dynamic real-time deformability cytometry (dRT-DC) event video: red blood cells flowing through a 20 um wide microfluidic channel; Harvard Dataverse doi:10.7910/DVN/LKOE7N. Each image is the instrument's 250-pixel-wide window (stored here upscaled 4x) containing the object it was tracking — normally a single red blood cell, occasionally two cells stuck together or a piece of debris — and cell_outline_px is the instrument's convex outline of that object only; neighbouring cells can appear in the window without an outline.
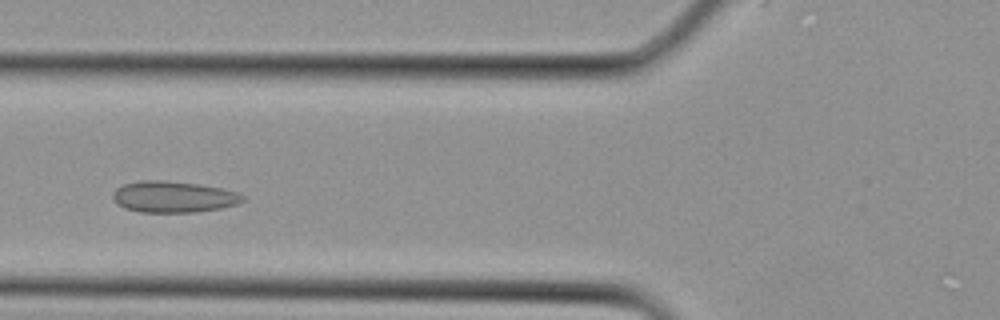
{"species": "Egyptian fruit bat (a non-hibernating species)", "species_latin": "Rousettus aegyptiacus", "temperature_condition": "cold", "stored_images_in_passage": 28, "segment_of_instrument_passage": [1, 2], "camera_frame_rate_fps": 3000, "um_per_image_px": 0.085, "animal": {"sex": "female"}, "frame": {"image": 1, "passage_image": 8, "time_ms": 2.333, "image_size_px": [1000, 320], "cell_outline_px": [[244, 200], [236, 204], [220, 208], [196, 212], [140, 212], [124, 208], [116, 204], [112, 200], [112, 192], [116, 188], [124, 184], [140, 180], [164, 180], [196, 184], [220, 188], [236, 192], [244, 196]], "centroid_in_image_um": [14.67, 16.73], "position_along_channel_um": 111.1, "area_um2": 23.7}}
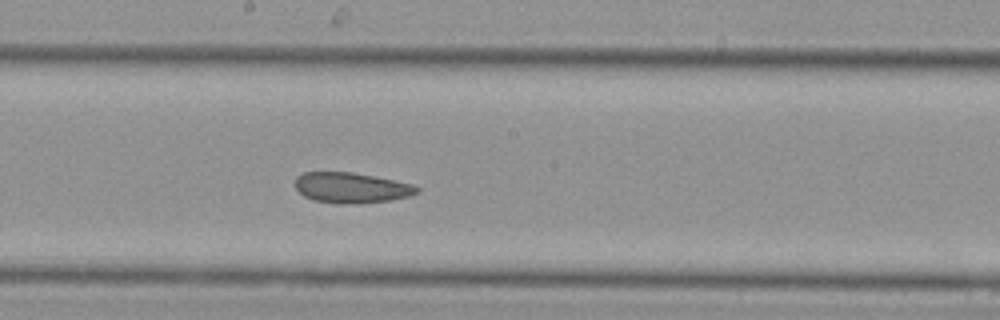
{"frame": {"image": 2, "passage_image": 13, "time_ms": 4.0, "image_size_px": [1000, 320], "cell_outline_px": [[420, 192], [408, 196], [392, 200], [352, 204], [344, 204], [312, 200], [304, 196], [296, 188], [296, 176], [304, 172], [352, 172], [412, 184], [420, 188]], "centroid_in_image_um": [29.86, 15.96], "position_along_channel_um": 218.3, "area_um2": 21.5}}
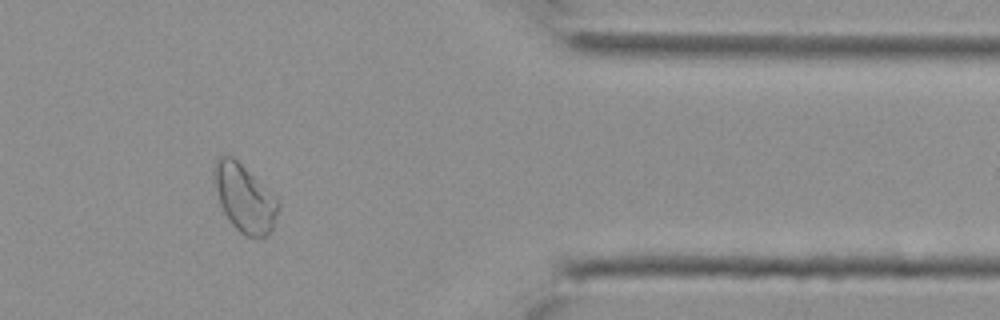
{"frame": {"image": 3, "passage_image": 22, "time_ms": 7.0, "image_size_px": [1000, 320], "cell_outline_px": [[280, 204], [272, 228], [264, 236], [244, 236], [232, 224], [224, 212], [220, 204], [212, 172], [212, 168], [220, 156], [232, 156], [276, 196], [280, 200]], "centroid_in_image_um": [20.78, 16.83], "position_along_channel_um": 390.6, "area_um2": 24.85}}